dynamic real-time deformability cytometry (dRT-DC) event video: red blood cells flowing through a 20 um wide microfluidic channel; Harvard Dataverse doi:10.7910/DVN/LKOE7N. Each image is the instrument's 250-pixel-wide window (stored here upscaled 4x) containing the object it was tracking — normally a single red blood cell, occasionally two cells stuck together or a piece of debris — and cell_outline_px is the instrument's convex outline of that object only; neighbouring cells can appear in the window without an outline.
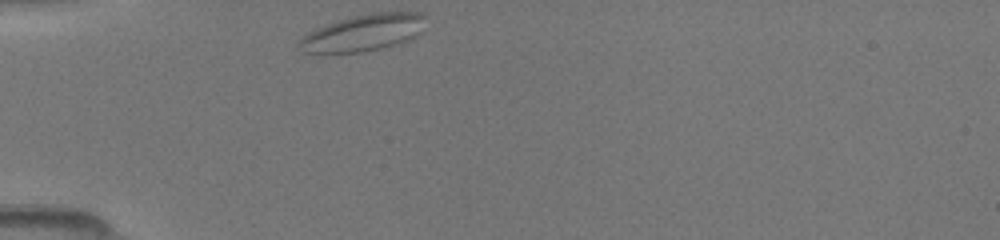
{"species": "common noctule bat (a hibernating species)", "species_latin": "Nyctalus noctula", "temperature_condition": "room temperature", "stored_images_in_passage": 31, "camera_frame_rate_fps": 3000, "um_per_image_px": 0.085, "animal": {"sex": "female", "body_mass_g": 19.5, "forearm_length_mm": 54.1}, "frame": {"image": 1, "passage_image": 1, "time_ms": 0.0, "image_size_px": [1000, 240], "cell_outline_px": [[424, 16], [420, 32], [416, 36], [408, 40], [396, 44], [380, 48], [360, 52], [300, 52], [296, 48], [300, 40], [308, 32], [316, 28], [352, 16], [372, 12], [420, 12]], "centroid_in_image_um": [30.85, 2.78], "position_along_channel_um": 54.1, "area_um2": 26.65}}
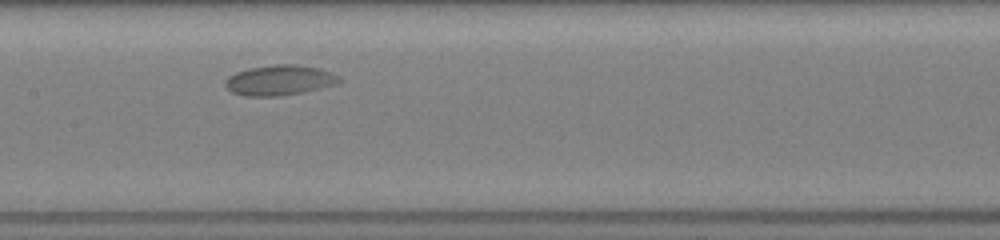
{"frame": {"image": 2, "passage_image": 12, "time_ms": 3.667, "image_size_px": [1000, 240], "cell_outline_px": [[340, 80], [336, 84], [320, 88], [280, 96], [244, 96], [232, 92], [224, 84], [224, 80], [228, 76], [236, 72], [248, 68], [272, 64], [296, 64], [320, 68], [340, 76]], "centroid_in_image_um": [23.73, 6.8], "position_along_channel_um": 183.7, "area_um2": 20.11}}
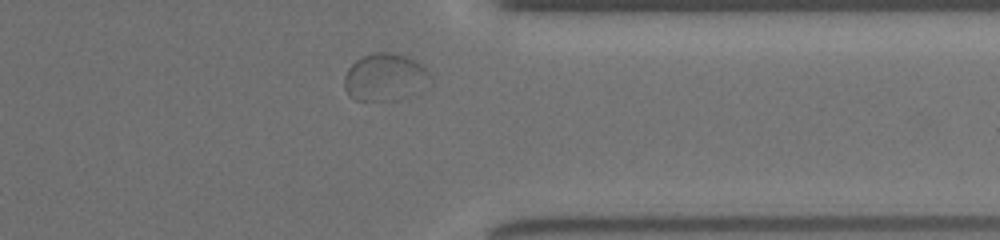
{"frame": {"image": 3, "passage_image": 27, "time_ms": 8.667, "image_size_px": [1000, 240], "cell_outline_px": [[432, 76], [396, 100], [356, 100], [348, 96], [344, 88], [344, 76], [348, 68], [356, 60], [372, 52], [388, 52], [404, 56], [420, 64]], "centroid_in_image_um": [32.57, 6.53], "position_along_channel_um": 378.8, "area_um2": 22.6}}